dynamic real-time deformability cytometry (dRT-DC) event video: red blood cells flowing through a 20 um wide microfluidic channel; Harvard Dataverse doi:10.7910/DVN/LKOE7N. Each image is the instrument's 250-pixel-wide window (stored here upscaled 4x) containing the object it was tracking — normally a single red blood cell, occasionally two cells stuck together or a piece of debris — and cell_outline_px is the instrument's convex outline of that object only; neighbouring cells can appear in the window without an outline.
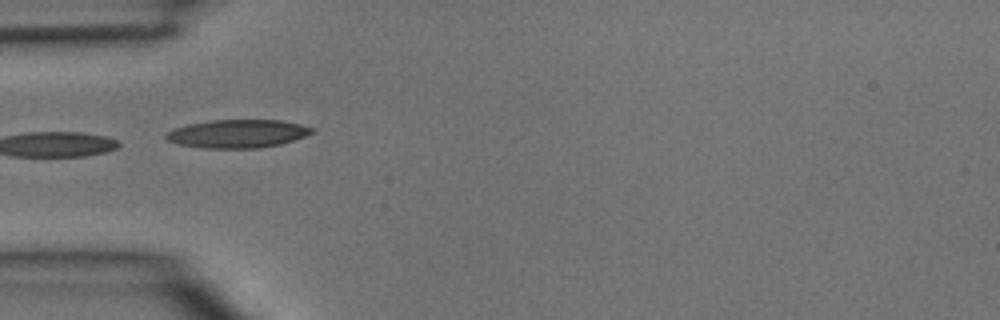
{"species": "common noctule bat (a hibernating species)", "species_latin": "Nyctalus noctula", "temperature_condition": "room temperature", "stored_images_in_passage": 3, "camera_frame_rate_fps": 3000, "um_per_image_px": 0.085, "animal": {"sex": "male", "body_mass_g": 15.6}, "frame": {"image": 1, "passage_image": 3, "time_ms": 0.667, "image_size_px": [1000, 320], "cell_outline_px": [[316, 132], [280, 144], [260, 148], [204, 148], [180, 144], [168, 140], [164, 136], [172, 128], [188, 124], [208, 120], [280, 120], [300, 124], [316, 128]], "centroid_in_image_um": [20.21, 11.35], "position_along_channel_um": 64.8, "area_um2": 24.04}}